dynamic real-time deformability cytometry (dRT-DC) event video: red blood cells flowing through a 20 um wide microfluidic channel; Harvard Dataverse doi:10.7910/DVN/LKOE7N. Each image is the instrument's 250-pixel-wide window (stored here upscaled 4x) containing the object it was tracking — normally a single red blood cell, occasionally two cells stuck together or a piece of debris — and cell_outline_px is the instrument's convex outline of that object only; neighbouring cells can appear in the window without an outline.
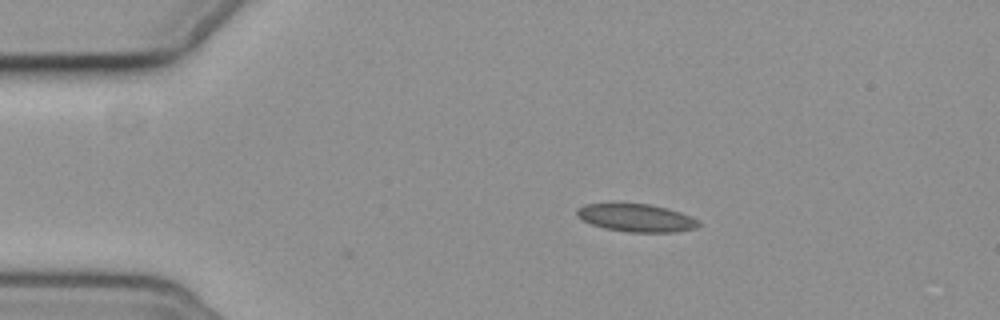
{"species": "common noctule bat (a hibernating species)", "species_latin": "Nyctalus noctula", "temperature_condition": "cold", "stored_images_in_passage": 8, "camera_frame_rate_fps": 3000, "um_per_image_px": 0.085, "animal": {"sex": "female", "body_mass_g": 19.3, "forearm_length_mm": 54.1}, "frame": {"image": 1, "passage_image": 3, "time_ms": 2.333, "image_size_px": [1000, 320], "cell_outline_px": [[700, 224], [696, 228], [676, 232], [628, 232], [604, 228], [592, 224], [576, 216], [576, 208], [584, 204], [648, 204], [680, 212], [700, 220]], "centroid_in_image_um": [54.09, 18.53], "position_along_channel_um": 30.9, "area_um2": 19.59}}
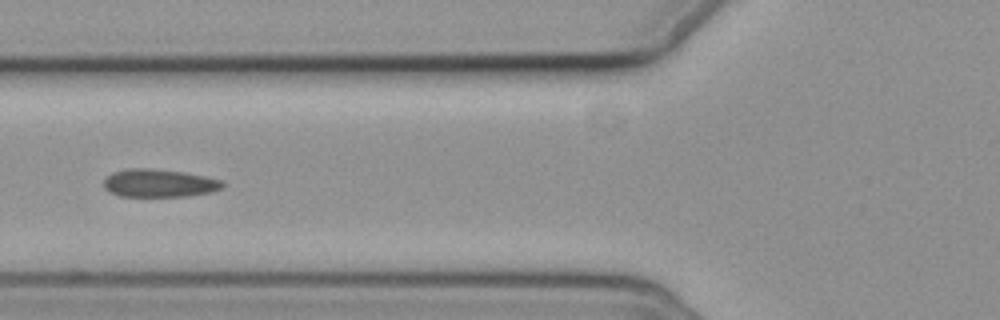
{"frame": {"image": 2, "passage_image": 6, "time_ms": 6.0, "image_size_px": [1000, 320], "cell_outline_px": [[224, 184], [220, 188], [212, 192], [188, 196], [120, 196], [108, 192], [104, 188], [104, 180], [112, 172], [128, 168], [152, 168], [184, 172], [204, 176], [220, 180]], "centroid_in_image_um": [13.48, 15.56], "position_along_channel_um": 112.3, "area_um2": 19.36}}
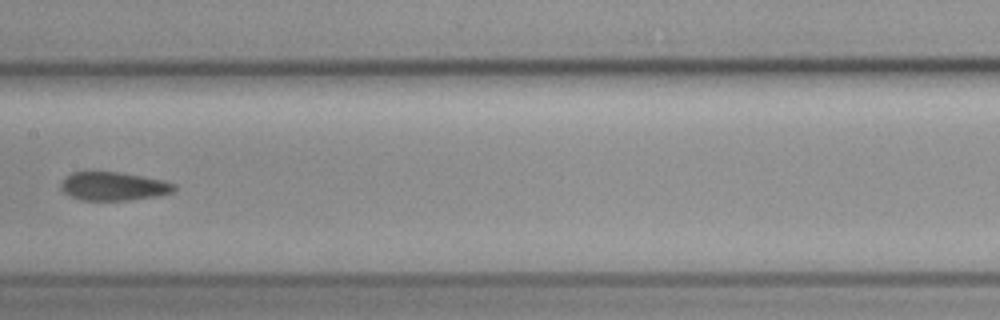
{"frame": {"image": 3, "passage_image": 8, "time_ms": 8.333, "image_size_px": [1000, 320], "cell_outline_px": [[176, 188], [172, 192], [160, 196], [128, 200], [80, 200], [64, 192], [60, 188], [60, 184], [64, 176], [72, 172], [120, 172], [160, 180], [176, 184]], "centroid_in_image_um": [9.62, 15.83], "position_along_channel_um": 197.8, "area_um2": 18.79}}